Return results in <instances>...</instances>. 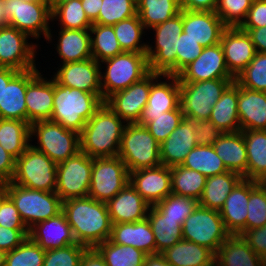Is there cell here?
<instances>
[{
    "instance_id": "7dc6e473",
    "label": "cell",
    "mask_w": 266,
    "mask_h": 266,
    "mask_svg": "<svg viewBox=\"0 0 266 266\" xmlns=\"http://www.w3.org/2000/svg\"><path fill=\"white\" fill-rule=\"evenodd\" d=\"M246 230L260 228L266 224V187L261 182L250 180Z\"/></svg>"
},
{
    "instance_id": "e0dca14e",
    "label": "cell",
    "mask_w": 266,
    "mask_h": 266,
    "mask_svg": "<svg viewBox=\"0 0 266 266\" xmlns=\"http://www.w3.org/2000/svg\"><path fill=\"white\" fill-rule=\"evenodd\" d=\"M179 82H199L214 79H235L225 63L221 43L204 47L201 54L178 75Z\"/></svg>"
},
{
    "instance_id": "d6a6232c",
    "label": "cell",
    "mask_w": 266,
    "mask_h": 266,
    "mask_svg": "<svg viewBox=\"0 0 266 266\" xmlns=\"http://www.w3.org/2000/svg\"><path fill=\"white\" fill-rule=\"evenodd\" d=\"M237 104L238 83L234 81L213 105L209 120L224 133L241 131Z\"/></svg>"
},
{
    "instance_id": "be15d7a7",
    "label": "cell",
    "mask_w": 266,
    "mask_h": 266,
    "mask_svg": "<svg viewBox=\"0 0 266 266\" xmlns=\"http://www.w3.org/2000/svg\"><path fill=\"white\" fill-rule=\"evenodd\" d=\"M16 159L0 145V183L10 182L15 173Z\"/></svg>"
},
{
    "instance_id": "277c9868",
    "label": "cell",
    "mask_w": 266,
    "mask_h": 266,
    "mask_svg": "<svg viewBox=\"0 0 266 266\" xmlns=\"http://www.w3.org/2000/svg\"><path fill=\"white\" fill-rule=\"evenodd\" d=\"M6 192L28 230L62 212V200L56 192L29 189L11 182H6Z\"/></svg>"
},
{
    "instance_id": "7a4b0ae2",
    "label": "cell",
    "mask_w": 266,
    "mask_h": 266,
    "mask_svg": "<svg viewBox=\"0 0 266 266\" xmlns=\"http://www.w3.org/2000/svg\"><path fill=\"white\" fill-rule=\"evenodd\" d=\"M125 126L104 102L79 134L80 151L92 158L117 157Z\"/></svg>"
},
{
    "instance_id": "ba28073f",
    "label": "cell",
    "mask_w": 266,
    "mask_h": 266,
    "mask_svg": "<svg viewBox=\"0 0 266 266\" xmlns=\"http://www.w3.org/2000/svg\"><path fill=\"white\" fill-rule=\"evenodd\" d=\"M156 32V47L147 45L150 72L177 76V44L183 32L182 9L173 18L152 27Z\"/></svg>"
},
{
    "instance_id": "484cf974",
    "label": "cell",
    "mask_w": 266,
    "mask_h": 266,
    "mask_svg": "<svg viewBox=\"0 0 266 266\" xmlns=\"http://www.w3.org/2000/svg\"><path fill=\"white\" fill-rule=\"evenodd\" d=\"M39 72L28 84L25 94L27 122L50 120L54 100V79L44 80Z\"/></svg>"
},
{
    "instance_id": "8c879c8a",
    "label": "cell",
    "mask_w": 266,
    "mask_h": 266,
    "mask_svg": "<svg viewBox=\"0 0 266 266\" xmlns=\"http://www.w3.org/2000/svg\"><path fill=\"white\" fill-rule=\"evenodd\" d=\"M5 8H6L5 0H0V28L9 26V21L6 18Z\"/></svg>"
},
{
    "instance_id": "2e32d148",
    "label": "cell",
    "mask_w": 266,
    "mask_h": 266,
    "mask_svg": "<svg viewBox=\"0 0 266 266\" xmlns=\"http://www.w3.org/2000/svg\"><path fill=\"white\" fill-rule=\"evenodd\" d=\"M28 36L11 26L0 28V67L17 71L36 68L34 56L37 45L29 44Z\"/></svg>"
},
{
    "instance_id": "9f6ffc18",
    "label": "cell",
    "mask_w": 266,
    "mask_h": 266,
    "mask_svg": "<svg viewBox=\"0 0 266 266\" xmlns=\"http://www.w3.org/2000/svg\"><path fill=\"white\" fill-rule=\"evenodd\" d=\"M202 47L198 41L188 37L182 32L177 44V75L191 62H193L202 52Z\"/></svg>"
},
{
    "instance_id": "c3c4849f",
    "label": "cell",
    "mask_w": 266,
    "mask_h": 266,
    "mask_svg": "<svg viewBox=\"0 0 266 266\" xmlns=\"http://www.w3.org/2000/svg\"><path fill=\"white\" fill-rule=\"evenodd\" d=\"M136 14V0H102L98 19L93 24L113 26Z\"/></svg>"
},
{
    "instance_id": "8fae6325",
    "label": "cell",
    "mask_w": 266,
    "mask_h": 266,
    "mask_svg": "<svg viewBox=\"0 0 266 266\" xmlns=\"http://www.w3.org/2000/svg\"><path fill=\"white\" fill-rule=\"evenodd\" d=\"M183 240L207 247L214 254L230 236L219 211L197 206L182 225Z\"/></svg>"
},
{
    "instance_id": "91938a15",
    "label": "cell",
    "mask_w": 266,
    "mask_h": 266,
    "mask_svg": "<svg viewBox=\"0 0 266 266\" xmlns=\"http://www.w3.org/2000/svg\"><path fill=\"white\" fill-rule=\"evenodd\" d=\"M266 27V0H254L239 28Z\"/></svg>"
},
{
    "instance_id": "681fc988",
    "label": "cell",
    "mask_w": 266,
    "mask_h": 266,
    "mask_svg": "<svg viewBox=\"0 0 266 266\" xmlns=\"http://www.w3.org/2000/svg\"><path fill=\"white\" fill-rule=\"evenodd\" d=\"M46 251L27 237L6 254L5 266H43Z\"/></svg>"
},
{
    "instance_id": "f5cc1de1",
    "label": "cell",
    "mask_w": 266,
    "mask_h": 266,
    "mask_svg": "<svg viewBox=\"0 0 266 266\" xmlns=\"http://www.w3.org/2000/svg\"><path fill=\"white\" fill-rule=\"evenodd\" d=\"M184 118L180 105L175 109L164 112L159 116H151V121L145 127L161 144L175 130Z\"/></svg>"
},
{
    "instance_id": "603a6c76",
    "label": "cell",
    "mask_w": 266,
    "mask_h": 266,
    "mask_svg": "<svg viewBox=\"0 0 266 266\" xmlns=\"http://www.w3.org/2000/svg\"><path fill=\"white\" fill-rule=\"evenodd\" d=\"M106 204L112 224L144 220L151 207L130 183Z\"/></svg>"
},
{
    "instance_id": "9c48e42d",
    "label": "cell",
    "mask_w": 266,
    "mask_h": 266,
    "mask_svg": "<svg viewBox=\"0 0 266 266\" xmlns=\"http://www.w3.org/2000/svg\"><path fill=\"white\" fill-rule=\"evenodd\" d=\"M235 79H214L199 82H179V105L184 117L209 120L213 105Z\"/></svg>"
},
{
    "instance_id": "f546056e",
    "label": "cell",
    "mask_w": 266,
    "mask_h": 266,
    "mask_svg": "<svg viewBox=\"0 0 266 266\" xmlns=\"http://www.w3.org/2000/svg\"><path fill=\"white\" fill-rule=\"evenodd\" d=\"M110 240L115 244L129 245L147 255L156 254V242L148 218L133 223L112 225Z\"/></svg>"
},
{
    "instance_id": "4fadbf2b",
    "label": "cell",
    "mask_w": 266,
    "mask_h": 266,
    "mask_svg": "<svg viewBox=\"0 0 266 266\" xmlns=\"http://www.w3.org/2000/svg\"><path fill=\"white\" fill-rule=\"evenodd\" d=\"M129 183V171L117 157L93 158L88 196L107 203Z\"/></svg>"
},
{
    "instance_id": "5bb4252c",
    "label": "cell",
    "mask_w": 266,
    "mask_h": 266,
    "mask_svg": "<svg viewBox=\"0 0 266 266\" xmlns=\"http://www.w3.org/2000/svg\"><path fill=\"white\" fill-rule=\"evenodd\" d=\"M5 2V13L9 26L36 39L42 32L46 40H51L52 35L48 21H52V11L49 4H37L23 0H5Z\"/></svg>"
},
{
    "instance_id": "f35d334b",
    "label": "cell",
    "mask_w": 266,
    "mask_h": 266,
    "mask_svg": "<svg viewBox=\"0 0 266 266\" xmlns=\"http://www.w3.org/2000/svg\"><path fill=\"white\" fill-rule=\"evenodd\" d=\"M30 124L16 119L0 118V145L15 159L30 145Z\"/></svg>"
},
{
    "instance_id": "a7ac6f4b",
    "label": "cell",
    "mask_w": 266,
    "mask_h": 266,
    "mask_svg": "<svg viewBox=\"0 0 266 266\" xmlns=\"http://www.w3.org/2000/svg\"><path fill=\"white\" fill-rule=\"evenodd\" d=\"M81 4L86 16L93 24L98 19L102 0H81Z\"/></svg>"
},
{
    "instance_id": "89a4df30",
    "label": "cell",
    "mask_w": 266,
    "mask_h": 266,
    "mask_svg": "<svg viewBox=\"0 0 266 266\" xmlns=\"http://www.w3.org/2000/svg\"><path fill=\"white\" fill-rule=\"evenodd\" d=\"M19 71L7 68L0 67V99L4 90V86H7L8 82L18 73Z\"/></svg>"
},
{
    "instance_id": "30bf717a",
    "label": "cell",
    "mask_w": 266,
    "mask_h": 266,
    "mask_svg": "<svg viewBox=\"0 0 266 266\" xmlns=\"http://www.w3.org/2000/svg\"><path fill=\"white\" fill-rule=\"evenodd\" d=\"M33 135L38 138L40 145L33 147L45 153L56 164L80 151L79 134L54 121L42 120L30 124V138Z\"/></svg>"
},
{
    "instance_id": "94428289",
    "label": "cell",
    "mask_w": 266,
    "mask_h": 266,
    "mask_svg": "<svg viewBox=\"0 0 266 266\" xmlns=\"http://www.w3.org/2000/svg\"><path fill=\"white\" fill-rule=\"evenodd\" d=\"M28 234V229H9L0 226V249L12 251L28 237Z\"/></svg>"
},
{
    "instance_id": "680465c9",
    "label": "cell",
    "mask_w": 266,
    "mask_h": 266,
    "mask_svg": "<svg viewBox=\"0 0 266 266\" xmlns=\"http://www.w3.org/2000/svg\"><path fill=\"white\" fill-rule=\"evenodd\" d=\"M0 226L9 229H28L13 201L6 196L0 205Z\"/></svg>"
},
{
    "instance_id": "b9fcfbb0",
    "label": "cell",
    "mask_w": 266,
    "mask_h": 266,
    "mask_svg": "<svg viewBox=\"0 0 266 266\" xmlns=\"http://www.w3.org/2000/svg\"><path fill=\"white\" fill-rule=\"evenodd\" d=\"M261 183L266 187V180H263Z\"/></svg>"
},
{
    "instance_id": "3957f363",
    "label": "cell",
    "mask_w": 266,
    "mask_h": 266,
    "mask_svg": "<svg viewBox=\"0 0 266 266\" xmlns=\"http://www.w3.org/2000/svg\"><path fill=\"white\" fill-rule=\"evenodd\" d=\"M104 102L100 95L59 85L54 80V100L50 120L80 134L86 122Z\"/></svg>"
},
{
    "instance_id": "816d5d0a",
    "label": "cell",
    "mask_w": 266,
    "mask_h": 266,
    "mask_svg": "<svg viewBox=\"0 0 266 266\" xmlns=\"http://www.w3.org/2000/svg\"><path fill=\"white\" fill-rule=\"evenodd\" d=\"M198 205L199 202L195 199L172 193L153 206L167 218L177 219L183 225Z\"/></svg>"
},
{
    "instance_id": "44dd1931",
    "label": "cell",
    "mask_w": 266,
    "mask_h": 266,
    "mask_svg": "<svg viewBox=\"0 0 266 266\" xmlns=\"http://www.w3.org/2000/svg\"><path fill=\"white\" fill-rule=\"evenodd\" d=\"M220 43L229 73L236 78L254 58V44L247 32L239 27H227L223 31Z\"/></svg>"
},
{
    "instance_id": "11e5206c",
    "label": "cell",
    "mask_w": 266,
    "mask_h": 266,
    "mask_svg": "<svg viewBox=\"0 0 266 266\" xmlns=\"http://www.w3.org/2000/svg\"><path fill=\"white\" fill-rule=\"evenodd\" d=\"M7 252L0 249V266H5Z\"/></svg>"
},
{
    "instance_id": "2a66077c",
    "label": "cell",
    "mask_w": 266,
    "mask_h": 266,
    "mask_svg": "<svg viewBox=\"0 0 266 266\" xmlns=\"http://www.w3.org/2000/svg\"><path fill=\"white\" fill-rule=\"evenodd\" d=\"M23 1L34 2L37 4H49V0H23Z\"/></svg>"
},
{
    "instance_id": "5b68a950",
    "label": "cell",
    "mask_w": 266,
    "mask_h": 266,
    "mask_svg": "<svg viewBox=\"0 0 266 266\" xmlns=\"http://www.w3.org/2000/svg\"><path fill=\"white\" fill-rule=\"evenodd\" d=\"M160 144L144 125L126 123L118 157L129 172L161 165Z\"/></svg>"
},
{
    "instance_id": "e7e4bbea",
    "label": "cell",
    "mask_w": 266,
    "mask_h": 266,
    "mask_svg": "<svg viewBox=\"0 0 266 266\" xmlns=\"http://www.w3.org/2000/svg\"><path fill=\"white\" fill-rule=\"evenodd\" d=\"M218 0H180L182 10L215 11Z\"/></svg>"
},
{
    "instance_id": "ffe728a7",
    "label": "cell",
    "mask_w": 266,
    "mask_h": 266,
    "mask_svg": "<svg viewBox=\"0 0 266 266\" xmlns=\"http://www.w3.org/2000/svg\"><path fill=\"white\" fill-rule=\"evenodd\" d=\"M183 32L202 47H209L221 42L227 26L215 11L182 10Z\"/></svg>"
},
{
    "instance_id": "d6986e66",
    "label": "cell",
    "mask_w": 266,
    "mask_h": 266,
    "mask_svg": "<svg viewBox=\"0 0 266 266\" xmlns=\"http://www.w3.org/2000/svg\"><path fill=\"white\" fill-rule=\"evenodd\" d=\"M100 66L101 63H98L93 57L80 62L64 63L53 79L59 85L80 89L102 97Z\"/></svg>"
},
{
    "instance_id": "8992f818",
    "label": "cell",
    "mask_w": 266,
    "mask_h": 266,
    "mask_svg": "<svg viewBox=\"0 0 266 266\" xmlns=\"http://www.w3.org/2000/svg\"><path fill=\"white\" fill-rule=\"evenodd\" d=\"M106 72H101L102 98L105 101L113 93L126 89L146 77L149 73V61L145 53L122 52L102 61Z\"/></svg>"
},
{
    "instance_id": "b9f144b4",
    "label": "cell",
    "mask_w": 266,
    "mask_h": 266,
    "mask_svg": "<svg viewBox=\"0 0 266 266\" xmlns=\"http://www.w3.org/2000/svg\"><path fill=\"white\" fill-rule=\"evenodd\" d=\"M191 170H196L206 177L227 172L223 160L216 154L213 145H197L182 162Z\"/></svg>"
},
{
    "instance_id": "4316f807",
    "label": "cell",
    "mask_w": 266,
    "mask_h": 266,
    "mask_svg": "<svg viewBox=\"0 0 266 266\" xmlns=\"http://www.w3.org/2000/svg\"><path fill=\"white\" fill-rule=\"evenodd\" d=\"M193 124L184 117L175 130L160 144L161 163L169 168L179 166L197 146Z\"/></svg>"
},
{
    "instance_id": "753ad0ef",
    "label": "cell",
    "mask_w": 266,
    "mask_h": 266,
    "mask_svg": "<svg viewBox=\"0 0 266 266\" xmlns=\"http://www.w3.org/2000/svg\"><path fill=\"white\" fill-rule=\"evenodd\" d=\"M69 1H72V0H49V6L51 8V11L58 5L60 4H64L66 2H69Z\"/></svg>"
},
{
    "instance_id": "003e7915",
    "label": "cell",
    "mask_w": 266,
    "mask_h": 266,
    "mask_svg": "<svg viewBox=\"0 0 266 266\" xmlns=\"http://www.w3.org/2000/svg\"><path fill=\"white\" fill-rule=\"evenodd\" d=\"M80 266H107L104 258L95 248H88L83 254Z\"/></svg>"
},
{
    "instance_id": "ee69618b",
    "label": "cell",
    "mask_w": 266,
    "mask_h": 266,
    "mask_svg": "<svg viewBox=\"0 0 266 266\" xmlns=\"http://www.w3.org/2000/svg\"><path fill=\"white\" fill-rule=\"evenodd\" d=\"M89 31L90 34H95L94 37H90L91 54L98 63L124 52L113 26L92 24Z\"/></svg>"
},
{
    "instance_id": "6125c7cd",
    "label": "cell",
    "mask_w": 266,
    "mask_h": 266,
    "mask_svg": "<svg viewBox=\"0 0 266 266\" xmlns=\"http://www.w3.org/2000/svg\"><path fill=\"white\" fill-rule=\"evenodd\" d=\"M241 236L253 251L266 261V224L260 228L246 230Z\"/></svg>"
},
{
    "instance_id": "1f68e13d",
    "label": "cell",
    "mask_w": 266,
    "mask_h": 266,
    "mask_svg": "<svg viewBox=\"0 0 266 266\" xmlns=\"http://www.w3.org/2000/svg\"><path fill=\"white\" fill-rule=\"evenodd\" d=\"M215 266H266L241 235H230L215 254Z\"/></svg>"
},
{
    "instance_id": "f1b7e54d",
    "label": "cell",
    "mask_w": 266,
    "mask_h": 266,
    "mask_svg": "<svg viewBox=\"0 0 266 266\" xmlns=\"http://www.w3.org/2000/svg\"><path fill=\"white\" fill-rule=\"evenodd\" d=\"M237 107L241 131L266 130V92L250 90L238 84Z\"/></svg>"
},
{
    "instance_id": "f6af8a7d",
    "label": "cell",
    "mask_w": 266,
    "mask_h": 266,
    "mask_svg": "<svg viewBox=\"0 0 266 266\" xmlns=\"http://www.w3.org/2000/svg\"><path fill=\"white\" fill-rule=\"evenodd\" d=\"M113 28L123 51L146 53L148 44L140 42L145 27L137 14L116 23Z\"/></svg>"
},
{
    "instance_id": "cb8c5ba5",
    "label": "cell",
    "mask_w": 266,
    "mask_h": 266,
    "mask_svg": "<svg viewBox=\"0 0 266 266\" xmlns=\"http://www.w3.org/2000/svg\"><path fill=\"white\" fill-rule=\"evenodd\" d=\"M28 237L45 251L77 243L63 212L32 226Z\"/></svg>"
},
{
    "instance_id": "34e18365",
    "label": "cell",
    "mask_w": 266,
    "mask_h": 266,
    "mask_svg": "<svg viewBox=\"0 0 266 266\" xmlns=\"http://www.w3.org/2000/svg\"><path fill=\"white\" fill-rule=\"evenodd\" d=\"M7 196L6 183H0V205L2 200Z\"/></svg>"
},
{
    "instance_id": "bcb514c9",
    "label": "cell",
    "mask_w": 266,
    "mask_h": 266,
    "mask_svg": "<svg viewBox=\"0 0 266 266\" xmlns=\"http://www.w3.org/2000/svg\"><path fill=\"white\" fill-rule=\"evenodd\" d=\"M52 20L58 17L61 29H90L92 23L85 14L81 0H72L52 10ZM56 17V18H55Z\"/></svg>"
},
{
    "instance_id": "ab89813d",
    "label": "cell",
    "mask_w": 266,
    "mask_h": 266,
    "mask_svg": "<svg viewBox=\"0 0 266 266\" xmlns=\"http://www.w3.org/2000/svg\"><path fill=\"white\" fill-rule=\"evenodd\" d=\"M137 15L144 27L159 25L181 11L180 0H136Z\"/></svg>"
},
{
    "instance_id": "8d00e7d4",
    "label": "cell",
    "mask_w": 266,
    "mask_h": 266,
    "mask_svg": "<svg viewBox=\"0 0 266 266\" xmlns=\"http://www.w3.org/2000/svg\"><path fill=\"white\" fill-rule=\"evenodd\" d=\"M247 152V179L262 182L266 178V130H243Z\"/></svg>"
},
{
    "instance_id": "03108f58",
    "label": "cell",
    "mask_w": 266,
    "mask_h": 266,
    "mask_svg": "<svg viewBox=\"0 0 266 266\" xmlns=\"http://www.w3.org/2000/svg\"><path fill=\"white\" fill-rule=\"evenodd\" d=\"M240 29L250 36L256 52L266 53V27Z\"/></svg>"
},
{
    "instance_id": "11a10c76",
    "label": "cell",
    "mask_w": 266,
    "mask_h": 266,
    "mask_svg": "<svg viewBox=\"0 0 266 266\" xmlns=\"http://www.w3.org/2000/svg\"><path fill=\"white\" fill-rule=\"evenodd\" d=\"M87 246L76 243L65 247L47 250L43 266H80Z\"/></svg>"
},
{
    "instance_id": "836d02e7",
    "label": "cell",
    "mask_w": 266,
    "mask_h": 266,
    "mask_svg": "<svg viewBox=\"0 0 266 266\" xmlns=\"http://www.w3.org/2000/svg\"><path fill=\"white\" fill-rule=\"evenodd\" d=\"M161 254L172 266H215L211 250L183 239Z\"/></svg>"
},
{
    "instance_id": "ac0fdd59",
    "label": "cell",
    "mask_w": 266,
    "mask_h": 266,
    "mask_svg": "<svg viewBox=\"0 0 266 266\" xmlns=\"http://www.w3.org/2000/svg\"><path fill=\"white\" fill-rule=\"evenodd\" d=\"M129 183L151 206L172 194L170 168L163 164L129 172Z\"/></svg>"
},
{
    "instance_id": "74e56055",
    "label": "cell",
    "mask_w": 266,
    "mask_h": 266,
    "mask_svg": "<svg viewBox=\"0 0 266 266\" xmlns=\"http://www.w3.org/2000/svg\"><path fill=\"white\" fill-rule=\"evenodd\" d=\"M147 218L156 242V253H162L183 239L182 225L177 219L167 218L154 206L148 211Z\"/></svg>"
},
{
    "instance_id": "60d3db41",
    "label": "cell",
    "mask_w": 266,
    "mask_h": 266,
    "mask_svg": "<svg viewBox=\"0 0 266 266\" xmlns=\"http://www.w3.org/2000/svg\"><path fill=\"white\" fill-rule=\"evenodd\" d=\"M170 173L173 194L199 201L206 184V176L181 165L170 168Z\"/></svg>"
},
{
    "instance_id": "e575fe53",
    "label": "cell",
    "mask_w": 266,
    "mask_h": 266,
    "mask_svg": "<svg viewBox=\"0 0 266 266\" xmlns=\"http://www.w3.org/2000/svg\"><path fill=\"white\" fill-rule=\"evenodd\" d=\"M57 44V53L62 64L80 62L92 58L89 29H61Z\"/></svg>"
},
{
    "instance_id": "2644e50d",
    "label": "cell",
    "mask_w": 266,
    "mask_h": 266,
    "mask_svg": "<svg viewBox=\"0 0 266 266\" xmlns=\"http://www.w3.org/2000/svg\"><path fill=\"white\" fill-rule=\"evenodd\" d=\"M143 266H172L161 253L149 254L145 256Z\"/></svg>"
},
{
    "instance_id": "83f0119b",
    "label": "cell",
    "mask_w": 266,
    "mask_h": 266,
    "mask_svg": "<svg viewBox=\"0 0 266 266\" xmlns=\"http://www.w3.org/2000/svg\"><path fill=\"white\" fill-rule=\"evenodd\" d=\"M250 195V180L242 179L228 195L219 213L230 235L246 231V218Z\"/></svg>"
},
{
    "instance_id": "d4e9b609",
    "label": "cell",
    "mask_w": 266,
    "mask_h": 266,
    "mask_svg": "<svg viewBox=\"0 0 266 266\" xmlns=\"http://www.w3.org/2000/svg\"><path fill=\"white\" fill-rule=\"evenodd\" d=\"M163 77H167L172 82L158 83L156 80L151 85L148 103L143 109L137 124L145 126L151 121V116H159L164 112L175 110L179 106L180 83L178 76L163 75Z\"/></svg>"
},
{
    "instance_id": "7c38bea8",
    "label": "cell",
    "mask_w": 266,
    "mask_h": 266,
    "mask_svg": "<svg viewBox=\"0 0 266 266\" xmlns=\"http://www.w3.org/2000/svg\"><path fill=\"white\" fill-rule=\"evenodd\" d=\"M92 165L93 158L82 151L57 164L55 192L62 202L88 196Z\"/></svg>"
},
{
    "instance_id": "d590c367",
    "label": "cell",
    "mask_w": 266,
    "mask_h": 266,
    "mask_svg": "<svg viewBox=\"0 0 266 266\" xmlns=\"http://www.w3.org/2000/svg\"><path fill=\"white\" fill-rule=\"evenodd\" d=\"M243 179L240 174L227 171L207 177L199 206L220 211L235 186Z\"/></svg>"
},
{
    "instance_id": "db71d44e",
    "label": "cell",
    "mask_w": 266,
    "mask_h": 266,
    "mask_svg": "<svg viewBox=\"0 0 266 266\" xmlns=\"http://www.w3.org/2000/svg\"><path fill=\"white\" fill-rule=\"evenodd\" d=\"M253 1L254 0H218L215 13L227 27H239L245 20Z\"/></svg>"
},
{
    "instance_id": "4dcf8cb0",
    "label": "cell",
    "mask_w": 266,
    "mask_h": 266,
    "mask_svg": "<svg viewBox=\"0 0 266 266\" xmlns=\"http://www.w3.org/2000/svg\"><path fill=\"white\" fill-rule=\"evenodd\" d=\"M213 148L228 171L247 179V152L242 131L224 133L213 144Z\"/></svg>"
},
{
    "instance_id": "9a60e30c",
    "label": "cell",
    "mask_w": 266,
    "mask_h": 266,
    "mask_svg": "<svg viewBox=\"0 0 266 266\" xmlns=\"http://www.w3.org/2000/svg\"><path fill=\"white\" fill-rule=\"evenodd\" d=\"M160 76L163 75L150 72L142 80L110 95L105 100V103L124 123H137L143 109L148 103L151 85L155 80H158Z\"/></svg>"
},
{
    "instance_id": "7402d4cb",
    "label": "cell",
    "mask_w": 266,
    "mask_h": 266,
    "mask_svg": "<svg viewBox=\"0 0 266 266\" xmlns=\"http://www.w3.org/2000/svg\"><path fill=\"white\" fill-rule=\"evenodd\" d=\"M39 73L37 68L19 71L7 84L0 99V118L27 122V84Z\"/></svg>"
},
{
    "instance_id": "6f0895ef",
    "label": "cell",
    "mask_w": 266,
    "mask_h": 266,
    "mask_svg": "<svg viewBox=\"0 0 266 266\" xmlns=\"http://www.w3.org/2000/svg\"><path fill=\"white\" fill-rule=\"evenodd\" d=\"M186 118L193 124L197 145H213L224 134V132L217 128L210 120Z\"/></svg>"
},
{
    "instance_id": "7bdbcfd3",
    "label": "cell",
    "mask_w": 266,
    "mask_h": 266,
    "mask_svg": "<svg viewBox=\"0 0 266 266\" xmlns=\"http://www.w3.org/2000/svg\"><path fill=\"white\" fill-rule=\"evenodd\" d=\"M95 249L104 258L107 266H143L147 255L140 249L115 244L110 239L98 244Z\"/></svg>"
},
{
    "instance_id": "52a82bcc",
    "label": "cell",
    "mask_w": 266,
    "mask_h": 266,
    "mask_svg": "<svg viewBox=\"0 0 266 266\" xmlns=\"http://www.w3.org/2000/svg\"><path fill=\"white\" fill-rule=\"evenodd\" d=\"M57 164L45 153L29 145L15 163V173L10 181L21 187L55 192Z\"/></svg>"
},
{
    "instance_id": "f907efd6",
    "label": "cell",
    "mask_w": 266,
    "mask_h": 266,
    "mask_svg": "<svg viewBox=\"0 0 266 266\" xmlns=\"http://www.w3.org/2000/svg\"><path fill=\"white\" fill-rule=\"evenodd\" d=\"M244 88L266 92V53H255L247 67L235 78Z\"/></svg>"
},
{
    "instance_id": "6da1fadb",
    "label": "cell",
    "mask_w": 266,
    "mask_h": 266,
    "mask_svg": "<svg viewBox=\"0 0 266 266\" xmlns=\"http://www.w3.org/2000/svg\"><path fill=\"white\" fill-rule=\"evenodd\" d=\"M62 212L77 243L95 248L110 239L112 221L105 202L89 196L62 202Z\"/></svg>"
}]
</instances>
